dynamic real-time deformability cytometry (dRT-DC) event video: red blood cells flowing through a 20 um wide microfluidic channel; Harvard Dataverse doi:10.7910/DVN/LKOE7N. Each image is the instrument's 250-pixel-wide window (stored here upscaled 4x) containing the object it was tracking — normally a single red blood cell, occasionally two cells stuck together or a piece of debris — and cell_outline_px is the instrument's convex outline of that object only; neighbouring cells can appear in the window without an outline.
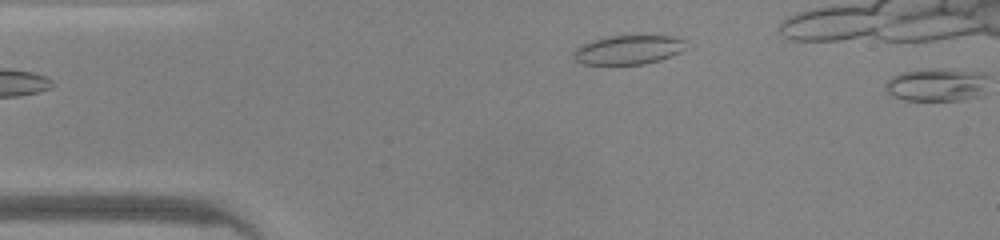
{"species": "common noctule bat (a hibernating species)", "species_latin": "Nyctalus noctula", "temperature_condition": "warm", "stored_images_in_passage": 2, "camera_frame_rate_fps": 3000, "um_per_image_px": 0.085, "animal": {"sex": "male", "body_mass_g": 20.0, "forearm_length_mm": 53.3}, "frame": {"image": 1, "passage_image": 1, "time_ms": 0.0, "image_size_px": [1000, 240], "cell_outline_px": [[684, 48], [680, 52], [660, 60], [644, 64], [584, 64], [576, 60], [572, 56], [572, 52], [576, 48], [592, 40], [612, 36], [676, 36], [684, 40]], "centroid_in_image_um": [53.39, 4.23], "position_along_channel_um": 31.6, "area_um2": 18.84}}